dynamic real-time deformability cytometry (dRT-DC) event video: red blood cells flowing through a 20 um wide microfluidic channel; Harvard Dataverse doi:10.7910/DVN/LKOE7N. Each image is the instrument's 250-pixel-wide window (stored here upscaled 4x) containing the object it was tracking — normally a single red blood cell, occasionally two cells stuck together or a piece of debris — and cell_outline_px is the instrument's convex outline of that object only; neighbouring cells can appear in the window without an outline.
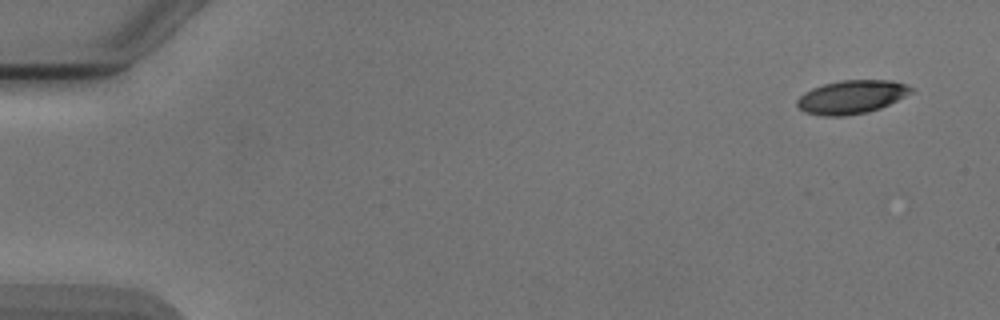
{"species": "Egyptian fruit bat (a non-hibernating species)", "species_latin": "Rousettus aegyptiacus", "temperature_condition": "cold", "stored_images_in_passage": 4, "camera_frame_rate_fps": 3000, "um_per_image_px": 0.085, "animal": {"sex": "male"}, "frame": {"image": 1, "passage_image": 1, "time_ms": 0.0, "image_size_px": [1000, 320], "cell_outline_px": [[916, 88], [912, 92], [880, 108], [868, 112], [844, 116], [820, 116], [804, 112], [796, 104], [796, 100], [804, 92], [812, 88], [824, 84], [840, 80], [892, 80], [908, 84]], "centroid_in_image_um": [72.38, 8.24], "position_along_channel_um": 12.6, "area_um2": 22.37}}